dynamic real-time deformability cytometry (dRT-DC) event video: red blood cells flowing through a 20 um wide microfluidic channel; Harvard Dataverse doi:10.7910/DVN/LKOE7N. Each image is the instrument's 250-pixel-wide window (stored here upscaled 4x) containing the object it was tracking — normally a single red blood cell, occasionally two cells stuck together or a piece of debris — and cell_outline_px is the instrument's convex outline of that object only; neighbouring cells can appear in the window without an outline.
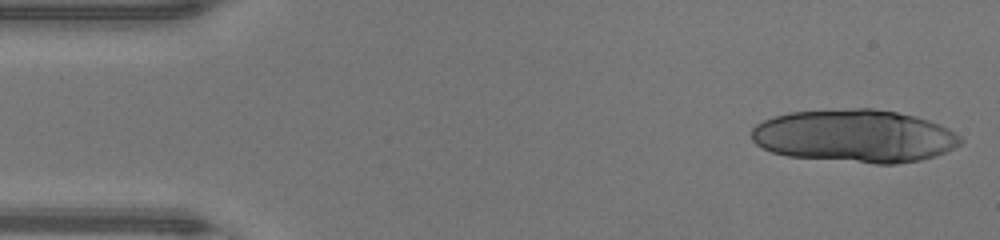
{"species": "human", "species_latin": "Homo sapiens", "temperature_condition": "warm", "stored_images_in_passage": 13, "camera_frame_rate_fps": 3000, "um_per_image_px": 0.085, "donor": {"sex": "male"}, "frame": {"image": 1, "passage_image": 1, "time_ms": 0.0, "image_size_px": [1000, 240], "cell_outline_px": [[964, 140], [960, 144], [936, 156], [920, 160], [896, 164], [876, 164], [788, 156], [772, 152], [756, 144], [752, 140], [752, 128], [756, 124], [764, 120], [788, 112], [856, 108], [872, 108], [896, 112], [916, 116], [940, 124], [956, 132]], "centroid_in_image_um": [72.67, 11.56], "position_along_channel_um": 12.3, "area_um2": 64.56}}